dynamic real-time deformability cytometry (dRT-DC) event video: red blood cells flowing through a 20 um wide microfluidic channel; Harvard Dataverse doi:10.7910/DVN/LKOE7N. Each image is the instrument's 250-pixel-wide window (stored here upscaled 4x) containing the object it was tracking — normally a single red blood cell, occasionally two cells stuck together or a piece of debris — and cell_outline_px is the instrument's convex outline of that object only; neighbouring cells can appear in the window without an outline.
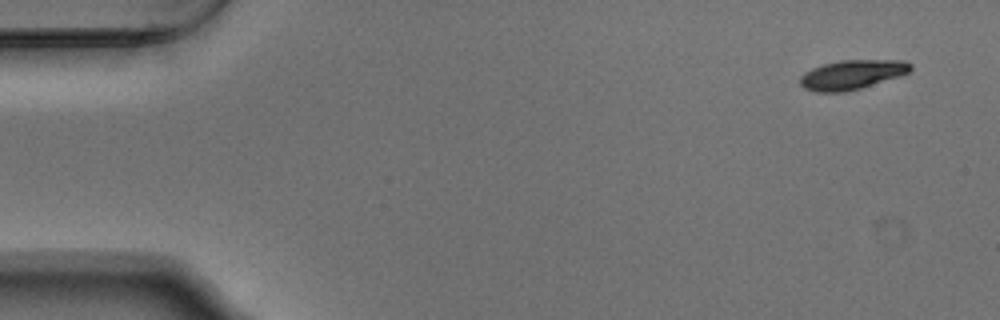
{"species": "Egyptian fruit bat (a non-hibernating species)", "species_latin": "Rousettus aegyptiacus", "temperature_condition": "warm", "stored_images_in_passage": 11, "camera_frame_rate_fps": 3000, "um_per_image_px": 0.085, "animal": {"sex": "male"}, "frame": {"image": 1, "passage_image": 1, "time_ms": 0.0, "image_size_px": [1000, 320], "cell_outline_px": [[912, 68], [908, 72], [900, 76], [860, 88], [844, 92], [816, 92], [804, 88], [800, 84], [800, 76], [804, 72], [812, 68], [824, 64], [840, 60], [904, 60], [912, 64]], "centroid_in_image_um": [72.41, 6.34], "position_along_channel_um": 12.6, "area_um2": 18.9}}